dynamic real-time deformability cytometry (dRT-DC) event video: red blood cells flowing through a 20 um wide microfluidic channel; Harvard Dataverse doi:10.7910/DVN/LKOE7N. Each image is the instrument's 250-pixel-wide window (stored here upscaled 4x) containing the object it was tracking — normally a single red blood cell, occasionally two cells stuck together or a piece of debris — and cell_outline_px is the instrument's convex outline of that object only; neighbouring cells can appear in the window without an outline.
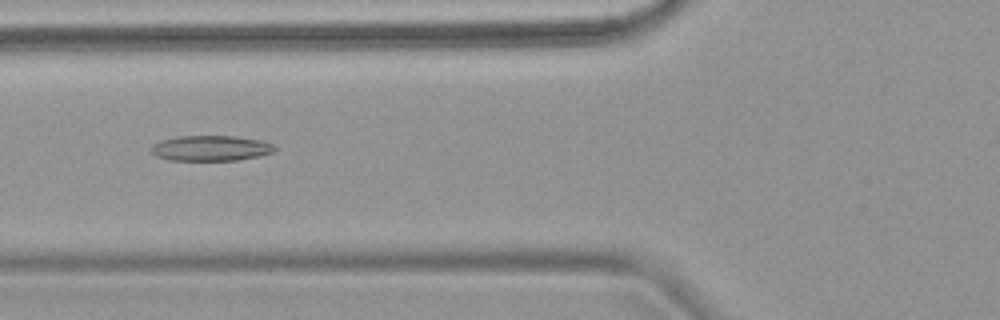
{"species": "common noctule bat (a hibernating species)", "species_latin": "Nyctalus noctula", "temperature_condition": "warm", "stored_images_in_passage": 7, "camera_frame_rate_fps": 3000, "um_per_image_px": 0.085, "animal": {"sex": "female", "body_mass_g": 18.4}, "frame": {"image": 1, "passage_image": 5, "time_ms": 5.667, "image_size_px": [1000, 320], "cell_outline_px": [[276, 148], [272, 152], [256, 156], [236, 160], [168, 160], [156, 156], [148, 148], [152, 144], [160, 140], [180, 136], [236, 136], [260, 140], [272, 144]], "centroid_in_image_um": [17.84, 12.59], "position_along_channel_um": 108.0, "area_um2": 18.21}}
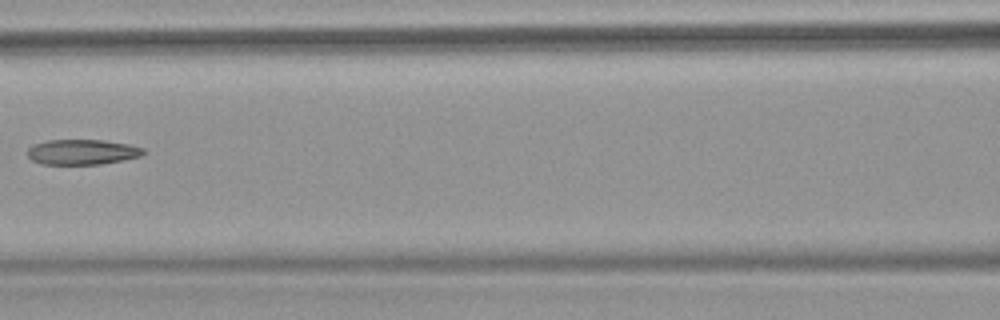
{"frame": {"image": 2, "passage_image": 6, "time_ms": 7.0, "image_size_px": [1000, 320], "cell_outline_px": [[144, 152], [140, 156], [100, 164], [40, 164], [32, 160], [28, 156], [28, 148], [32, 144], [48, 140], [104, 140], [128, 144], [144, 148]], "centroid_in_image_um": [6.94, 12.91], "position_along_channel_um": 159.7, "area_um2": 16.94}}
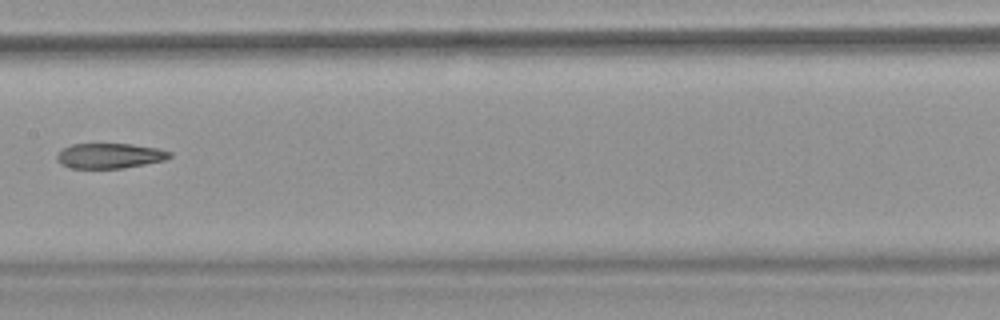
{"frame": {"image": 3, "passage_image": 7, "time_ms": 8.0, "image_size_px": [1000, 320], "cell_outline_px": [[172, 156], [164, 160], [124, 168], [72, 168], [60, 164], [56, 160], [56, 156], [64, 148], [72, 144], [132, 144], [160, 148], [172, 152]], "centroid_in_image_um": [9.35, 13.24], "position_along_channel_um": 198.1, "area_um2": 16.53}}